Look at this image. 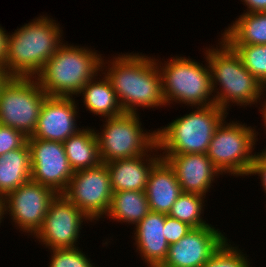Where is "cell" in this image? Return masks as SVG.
I'll return each mask as SVG.
<instances>
[{"instance_id":"obj_1","label":"cell","mask_w":266,"mask_h":267,"mask_svg":"<svg viewBox=\"0 0 266 267\" xmlns=\"http://www.w3.org/2000/svg\"><path fill=\"white\" fill-rule=\"evenodd\" d=\"M108 59L102 58L101 72L109 80L124 113L167 107L154 56L132 52Z\"/></svg>"},{"instance_id":"obj_2","label":"cell","mask_w":266,"mask_h":267,"mask_svg":"<svg viewBox=\"0 0 266 267\" xmlns=\"http://www.w3.org/2000/svg\"><path fill=\"white\" fill-rule=\"evenodd\" d=\"M203 49L210 67L215 104L227 112L233 104L244 108L260 105V113L265 106V87L244 67L235 50L222 37L216 47L209 45Z\"/></svg>"},{"instance_id":"obj_3","label":"cell","mask_w":266,"mask_h":267,"mask_svg":"<svg viewBox=\"0 0 266 267\" xmlns=\"http://www.w3.org/2000/svg\"><path fill=\"white\" fill-rule=\"evenodd\" d=\"M39 15L8 33L4 68L10 77L35 78L64 42L59 23Z\"/></svg>"},{"instance_id":"obj_4","label":"cell","mask_w":266,"mask_h":267,"mask_svg":"<svg viewBox=\"0 0 266 267\" xmlns=\"http://www.w3.org/2000/svg\"><path fill=\"white\" fill-rule=\"evenodd\" d=\"M65 41L35 77L48 96L77 97L82 87L101 72L103 54Z\"/></svg>"},{"instance_id":"obj_5","label":"cell","mask_w":266,"mask_h":267,"mask_svg":"<svg viewBox=\"0 0 266 267\" xmlns=\"http://www.w3.org/2000/svg\"><path fill=\"white\" fill-rule=\"evenodd\" d=\"M203 54L206 62L204 65L189 56L187 58L177 55L166 58L164 62L155 58L167 106L179 103L182 107L185 104L192 108L215 104L210 67L205 53Z\"/></svg>"},{"instance_id":"obj_6","label":"cell","mask_w":266,"mask_h":267,"mask_svg":"<svg viewBox=\"0 0 266 267\" xmlns=\"http://www.w3.org/2000/svg\"><path fill=\"white\" fill-rule=\"evenodd\" d=\"M228 114L216 104L192 107L189 114L156 129L160 154L207 153L216 129Z\"/></svg>"},{"instance_id":"obj_7","label":"cell","mask_w":266,"mask_h":267,"mask_svg":"<svg viewBox=\"0 0 266 267\" xmlns=\"http://www.w3.org/2000/svg\"><path fill=\"white\" fill-rule=\"evenodd\" d=\"M258 135L256 126L232 119L228 123L224 119L216 129L206 154L222 176L244 178L248 176L257 154L254 149Z\"/></svg>"},{"instance_id":"obj_8","label":"cell","mask_w":266,"mask_h":267,"mask_svg":"<svg viewBox=\"0 0 266 267\" xmlns=\"http://www.w3.org/2000/svg\"><path fill=\"white\" fill-rule=\"evenodd\" d=\"M139 113L104 118L100 131L95 128L102 163L148 153L157 144L156 130L142 126Z\"/></svg>"},{"instance_id":"obj_9","label":"cell","mask_w":266,"mask_h":267,"mask_svg":"<svg viewBox=\"0 0 266 267\" xmlns=\"http://www.w3.org/2000/svg\"><path fill=\"white\" fill-rule=\"evenodd\" d=\"M47 96L36 78L10 77L0 90V124L32 136Z\"/></svg>"},{"instance_id":"obj_10","label":"cell","mask_w":266,"mask_h":267,"mask_svg":"<svg viewBox=\"0 0 266 267\" xmlns=\"http://www.w3.org/2000/svg\"><path fill=\"white\" fill-rule=\"evenodd\" d=\"M56 195L51 188L28 181L1 199L2 219L9 215L11 224L20 229L21 234L32 237L41 228L49 204Z\"/></svg>"},{"instance_id":"obj_11","label":"cell","mask_w":266,"mask_h":267,"mask_svg":"<svg viewBox=\"0 0 266 267\" xmlns=\"http://www.w3.org/2000/svg\"><path fill=\"white\" fill-rule=\"evenodd\" d=\"M63 195L92 222L104 219L113 196L106 164L75 171Z\"/></svg>"},{"instance_id":"obj_12","label":"cell","mask_w":266,"mask_h":267,"mask_svg":"<svg viewBox=\"0 0 266 267\" xmlns=\"http://www.w3.org/2000/svg\"><path fill=\"white\" fill-rule=\"evenodd\" d=\"M85 222L92 223L63 194H57L50 202L43 224L33 238L48 250L77 248L81 235L79 233Z\"/></svg>"},{"instance_id":"obj_13","label":"cell","mask_w":266,"mask_h":267,"mask_svg":"<svg viewBox=\"0 0 266 267\" xmlns=\"http://www.w3.org/2000/svg\"><path fill=\"white\" fill-rule=\"evenodd\" d=\"M31 159V181L51 188L56 194L67 189L74 171L61 142L27 138Z\"/></svg>"},{"instance_id":"obj_14","label":"cell","mask_w":266,"mask_h":267,"mask_svg":"<svg viewBox=\"0 0 266 267\" xmlns=\"http://www.w3.org/2000/svg\"><path fill=\"white\" fill-rule=\"evenodd\" d=\"M225 232L209 224L192 228L177 243L169 245L160 267H202L228 239Z\"/></svg>"},{"instance_id":"obj_15","label":"cell","mask_w":266,"mask_h":267,"mask_svg":"<svg viewBox=\"0 0 266 267\" xmlns=\"http://www.w3.org/2000/svg\"><path fill=\"white\" fill-rule=\"evenodd\" d=\"M75 97L47 96L42 106L37 127L32 136L41 140L63 143L82 129L77 126L79 117Z\"/></svg>"},{"instance_id":"obj_16","label":"cell","mask_w":266,"mask_h":267,"mask_svg":"<svg viewBox=\"0 0 266 267\" xmlns=\"http://www.w3.org/2000/svg\"><path fill=\"white\" fill-rule=\"evenodd\" d=\"M175 171L182 192L206 197L213 182L222 175L206 153L160 154Z\"/></svg>"},{"instance_id":"obj_17","label":"cell","mask_w":266,"mask_h":267,"mask_svg":"<svg viewBox=\"0 0 266 267\" xmlns=\"http://www.w3.org/2000/svg\"><path fill=\"white\" fill-rule=\"evenodd\" d=\"M159 152L156 144L144 155L105 163L109 171L112 191H145L149 173L161 159Z\"/></svg>"},{"instance_id":"obj_18","label":"cell","mask_w":266,"mask_h":267,"mask_svg":"<svg viewBox=\"0 0 266 267\" xmlns=\"http://www.w3.org/2000/svg\"><path fill=\"white\" fill-rule=\"evenodd\" d=\"M165 214L150 211L133 228L136 252L144 264L160 267L166 260L169 244L165 238Z\"/></svg>"},{"instance_id":"obj_19","label":"cell","mask_w":266,"mask_h":267,"mask_svg":"<svg viewBox=\"0 0 266 267\" xmlns=\"http://www.w3.org/2000/svg\"><path fill=\"white\" fill-rule=\"evenodd\" d=\"M149 209L152 212L167 214L182 194V189L173 168L160 159L151 169L145 189Z\"/></svg>"},{"instance_id":"obj_20","label":"cell","mask_w":266,"mask_h":267,"mask_svg":"<svg viewBox=\"0 0 266 267\" xmlns=\"http://www.w3.org/2000/svg\"><path fill=\"white\" fill-rule=\"evenodd\" d=\"M101 77V79L99 77ZM82 96L86 111L101 118H110L122 115L124 112L117 99L116 93L109 80L100 72L89 80L77 94Z\"/></svg>"},{"instance_id":"obj_21","label":"cell","mask_w":266,"mask_h":267,"mask_svg":"<svg viewBox=\"0 0 266 267\" xmlns=\"http://www.w3.org/2000/svg\"><path fill=\"white\" fill-rule=\"evenodd\" d=\"M28 181H31V159L26 142L0 156V200Z\"/></svg>"},{"instance_id":"obj_22","label":"cell","mask_w":266,"mask_h":267,"mask_svg":"<svg viewBox=\"0 0 266 267\" xmlns=\"http://www.w3.org/2000/svg\"><path fill=\"white\" fill-rule=\"evenodd\" d=\"M84 127L63 142L65 154L74 172L93 168L102 163L95 129Z\"/></svg>"},{"instance_id":"obj_23","label":"cell","mask_w":266,"mask_h":267,"mask_svg":"<svg viewBox=\"0 0 266 267\" xmlns=\"http://www.w3.org/2000/svg\"><path fill=\"white\" fill-rule=\"evenodd\" d=\"M149 212L145 191L125 190L113 192L109 211L104 218H110V222L136 226Z\"/></svg>"},{"instance_id":"obj_24","label":"cell","mask_w":266,"mask_h":267,"mask_svg":"<svg viewBox=\"0 0 266 267\" xmlns=\"http://www.w3.org/2000/svg\"><path fill=\"white\" fill-rule=\"evenodd\" d=\"M228 44H266V12L239 15L221 36Z\"/></svg>"},{"instance_id":"obj_25","label":"cell","mask_w":266,"mask_h":267,"mask_svg":"<svg viewBox=\"0 0 266 267\" xmlns=\"http://www.w3.org/2000/svg\"><path fill=\"white\" fill-rule=\"evenodd\" d=\"M205 196L195 193H185L177 198L168 215L179 221L185 222L193 228H199L209 225L204 217V206L207 202Z\"/></svg>"},{"instance_id":"obj_26","label":"cell","mask_w":266,"mask_h":267,"mask_svg":"<svg viewBox=\"0 0 266 267\" xmlns=\"http://www.w3.org/2000/svg\"><path fill=\"white\" fill-rule=\"evenodd\" d=\"M241 59L244 67L264 87L266 86V44H229Z\"/></svg>"},{"instance_id":"obj_27","label":"cell","mask_w":266,"mask_h":267,"mask_svg":"<svg viewBox=\"0 0 266 267\" xmlns=\"http://www.w3.org/2000/svg\"><path fill=\"white\" fill-rule=\"evenodd\" d=\"M232 243L227 239L202 267H252L249 255Z\"/></svg>"},{"instance_id":"obj_28","label":"cell","mask_w":266,"mask_h":267,"mask_svg":"<svg viewBox=\"0 0 266 267\" xmlns=\"http://www.w3.org/2000/svg\"><path fill=\"white\" fill-rule=\"evenodd\" d=\"M51 255L48 267H98L85 255L79 247L51 249Z\"/></svg>"},{"instance_id":"obj_29","label":"cell","mask_w":266,"mask_h":267,"mask_svg":"<svg viewBox=\"0 0 266 267\" xmlns=\"http://www.w3.org/2000/svg\"><path fill=\"white\" fill-rule=\"evenodd\" d=\"M27 142V137L19 130L0 124V156L21 148Z\"/></svg>"},{"instance_id":"obj_30","label":"cell","mask_w":266,"mask_h":267,"mask_svg":"<svg viewBox=\"0 0 266 267\" xmlns=\"http://www.w3.org/2000/svg\"><path fill=\"white\" fill-rule=\"evenodd\" d=\"M165 238L169 245L177 243L193 227L189 224L179 221L165 214Z\"/></svg>"},{"instance_id":"obj_31","label":"cell","mask_w":266,"mask_h":267,"mask_svg":"<svg viewBox=\"0 0 266 267\" xmlns=\"http://www.w3.org/2000/svg\"><path fill=\"white\" fill-rule=\"evenodd\" d=\"M258 176L260 177L262 191L266 193V163L256 154L255 159L252 163L251 169L248 173V176ZM266 207V206H265Z\"/></svg>"},{"instance_id":"obj_32","label":"cell","mask_w":266,"mask_h":267,"mask_svg":"<svg viewBox=\"0 0 266 267\" xmlns=\"http://www.w3.org/2000/svg\"><path fill=\"white\" fill-rule=\"evenodd\" d=\"M247 7L244 12L259 13L266 12V0H240Z\"/></svg>"},{"instance_id":"obj_33","label":"cell","mask_w":266,"mask_h":267,"mask_svg":"<svg viewBox=\"0 0 266 267\" xmlns=\"http://www.w3.org/2000/svg\"><path fill=\"white\" fill-rule=\"evenodd\" d=\"M8 32L0 25V64L5 65L7 55Z\"/></svg>"},{"instance_id":"obj_34","label":"cell","mask_w":266,"mask_h":267,"mask_svg":"<svg viewBox=\"0 0 266 267\" xmlns=\"http://www.w3.org/2000/svg\"><path fill=\"white\" fill-rule=\"evenodd\" d=\"M9 78L10 76L5 70L4 66L0 64V90L2 86L8 81Z\"/></svg>"},{"instance_id":"obj_35","label":"cell","mask_w":266,"mask_h":267,"mask_svg":"<svg viewBox=\"0 0 266 267\" xmlns=\"http://www.w3.org/2000/svg\"><path fill=\"white\" fill-rule=\"evenodd\" d=\"M260 114H262V121L264 122L263 124H264V131H266V105L263 107V109L261 110V113ZM265 134H266V132H265Z\"/></svg>"},{"instance_id":"obj_36","label":"cell","mask_w":266,"mask_h":267,"mask_svg":"<svg viewBox=\"0 0 266 267\" xmlns=\"http://www.w3.org/2000/svg\"><path fill=\"white\" fill-rule=\"evenodd\" d=\"M260 151L262 152H257V155L266 163V147Z\"/></svg>"},{"instance_id":"obj_37","label":"cell","mask_w":266,"mask_h":267,"mask_svg":"<svg viewBox=\"0 0 266 267\" xmlns=\"http://www.w3.org/2000/svg\"><path fill=\"white\" fill-rule=\"evenodd\" d=\"M2 222H4V220L2 219V208H1V200H0V225Z\"/></svg>"}]
</instances>
